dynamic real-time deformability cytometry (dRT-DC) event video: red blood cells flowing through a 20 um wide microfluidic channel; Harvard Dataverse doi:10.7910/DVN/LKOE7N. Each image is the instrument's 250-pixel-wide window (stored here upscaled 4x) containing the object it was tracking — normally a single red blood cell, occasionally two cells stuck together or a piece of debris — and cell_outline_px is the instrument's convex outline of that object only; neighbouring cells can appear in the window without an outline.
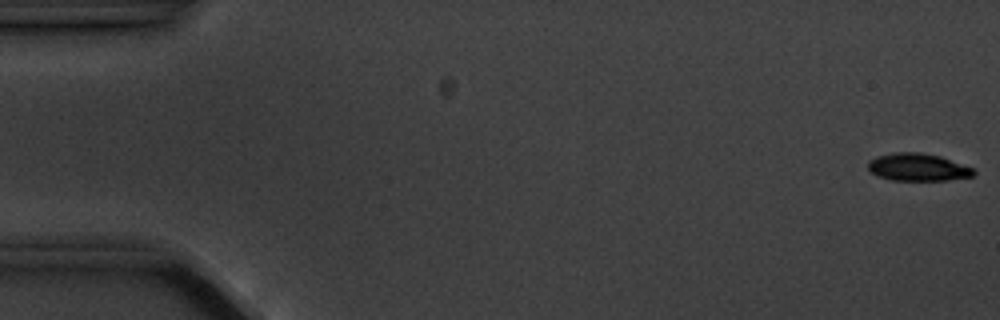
{"species": "common noctule bat (a hibernating species)", "species_latin": "Nyctalus noctula", "temperature_condition": "cold", "stored_images_in_passage": 15, "camera_frame_rate_fps": 3000, "um_per_image_px": 0.085, "animal": {"sex": "male", "body_mass_g": 20.1, "forearm_length_mm": 53.5}, "frame": {"image": 1, "passage_image": 1, "time_ms": 0.0, "image_size_px": [1000, 320], "cell_outline_px": [[976, 172], [972, 176], [948, 180], [892, 180], [880, 176], [872, 172], [868, 168], [868, 160], [876, 156], [892, 152], [920, 152], [940, 156], [972, 168]], "centroid_in_image_um": [77.99, 14.2], "position_along_channel_um": 7.0, "area_um2": 16.82}}
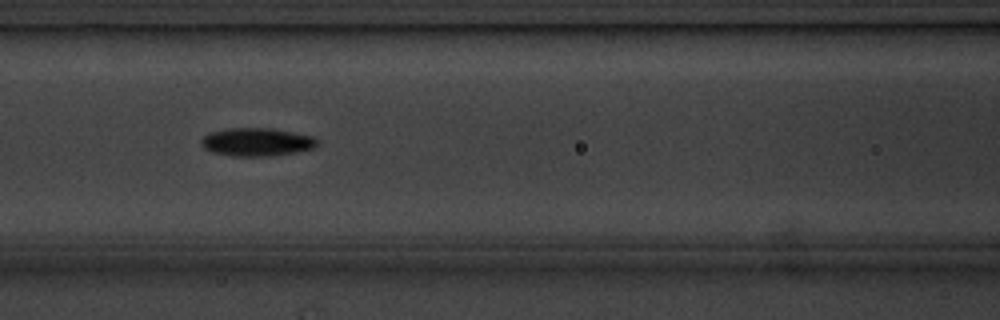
{"frame": {"image": 2, "passage_image": 7, "time_ms": 7.667, "image_size_px": [1000, 320], "cell_outline_px": [[320, 144], [316, 148], [296, 152], [268, 156], [232, 156], [212, 152], [204, 148], [200, 144], [200, 140], [208, 132], [228, 128], [272, 128], [312, 136], [320, 140]], "centroid_in_image_um": [21.84, 12.07], "position_along_channel_um": 144.8, "area_um2": 19.31}}
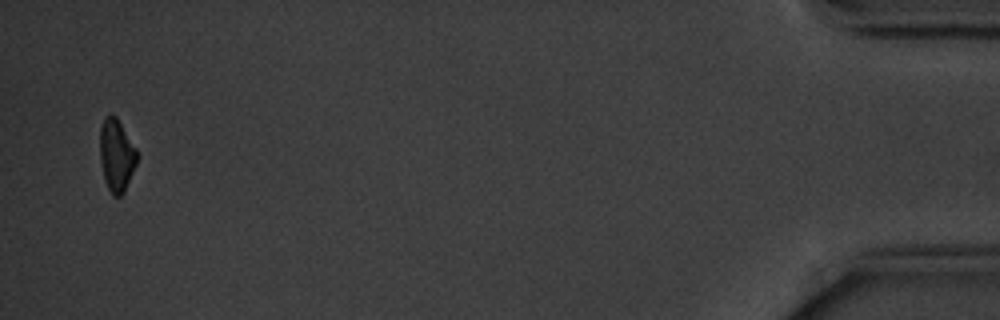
{"frame": {"image": 3, "passage_image": 15, "time_ms": 18.0, "image_size_px": [1000, 320], "cell_outline_px": [[136, 164], [124, 192], [120, 196], [112, 196], [104, 180], [100, 164], [100, 124], [104, 116], [116, 116], [136, 148]], "centroid_in_image_um": [9.87, 13.2], "position_along_channel_um": 425.3, "area_um2": 15.61}, "authors_computed_cell_mechanics": {"area_um2": 17.6868, "velocity_mm_per_s": 3.5646, "shape_relaxation_time_tau1_ms": 3.0335, "shape_relaxation_time_tau2_ms": null, "deformation_change_tau1": 0.1222, "deformation_change_tau2": null}}